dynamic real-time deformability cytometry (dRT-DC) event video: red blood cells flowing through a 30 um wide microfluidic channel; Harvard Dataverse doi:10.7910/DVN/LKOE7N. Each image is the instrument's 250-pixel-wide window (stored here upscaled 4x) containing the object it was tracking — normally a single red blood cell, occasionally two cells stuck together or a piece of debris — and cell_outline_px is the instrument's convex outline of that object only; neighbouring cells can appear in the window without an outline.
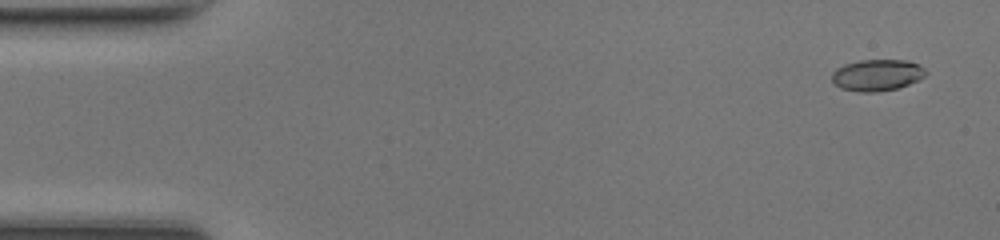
{"species": "common noctule bat (a hibernating species)", "species_latin": "Nyctalus noctula", "temperature_condition": "room temperature", "stored_images_in_passage": 38, "camera_frame_rate_fps": 3000, "um_per_image_px": 0.085, "animal": {"sex": "female", "body_mass_g": 17.0, "forearm_length_mm": 48.0}, "frame": {"image": 1, "passage_image": 3, "time_ms": 0.667, "image_size_px": [1000, 240], "cell_outline_px": [[928, 72], [924, 76], [908, 84], [896, 88], [876, 92], [860, 92], [840, 88], [832, 80], [832, 72], [836, 68], [844, 64], [860, 60], [908, 60], [920, 64]], "centroid_in_image_um": [74.54, 6.37], "position_along_channel_um": 10.5, "area_um2": 17.22}}
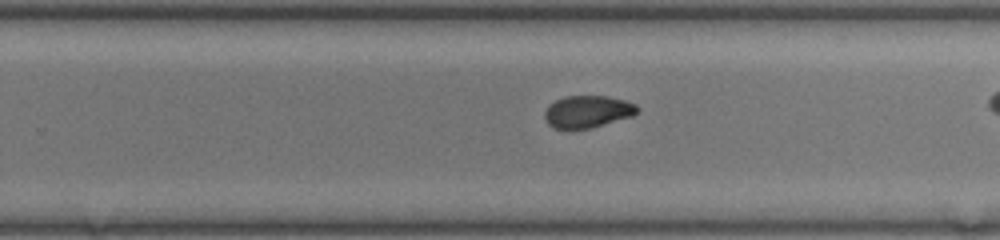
{"frame": {"image": 2, "passage_image": 31, "time_ms": 10.0, "image_size_px": [1000, 240], "cell_outline_px": [[640, 108], [632, 116], [592, 128], [572, 132], [552, 128], [548, 124], [544, 116], [544, 112], [548, 104], [564, 96], [608, 96], [624, 100], [636, 104]], "centroid_in_image_um": [49.89, 9.53], "position_along_channel_um": 279.9, "area_um2": 17.98}}
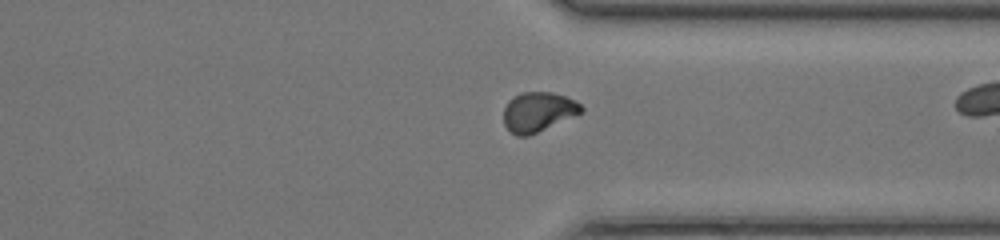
{"frame": {"image": 3, "passage_image": 37, "time_ms": 12.0, "image_size_px": [1000, 240], "cell_outline_px": [[584, 108], [580, 112], [528, 136], [516, 136], [504, 124], [504, 108], [508, 100], [512, 96], [524, 92], [552, 92], [564, 96], [580, 104]], "centroid_in_image_um": [45.68, 9.49], "position_along_channel_um": 365.7, "area_um2": 17.46}}